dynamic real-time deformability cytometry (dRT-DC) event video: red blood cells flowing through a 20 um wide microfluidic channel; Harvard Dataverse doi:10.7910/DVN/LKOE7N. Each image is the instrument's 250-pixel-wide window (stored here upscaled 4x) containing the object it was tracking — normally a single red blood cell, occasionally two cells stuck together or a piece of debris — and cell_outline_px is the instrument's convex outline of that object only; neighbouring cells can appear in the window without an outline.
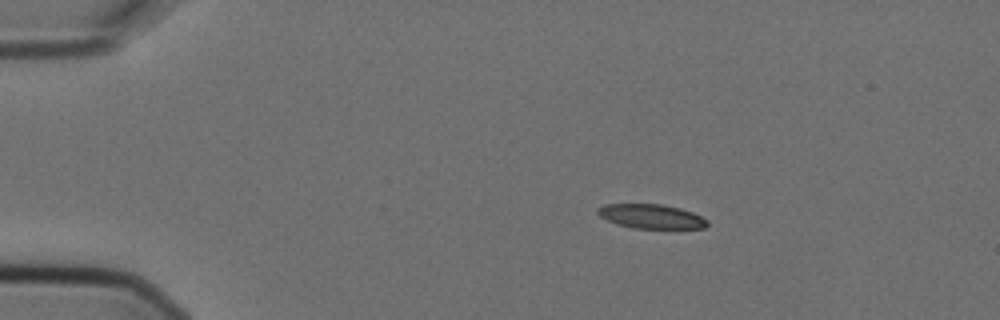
{"species": "Egyptian fruit bat (a non-hibernating species)", "species_latin": "Rousettus aegyptiacus", "temperature_condition": "cold", "stored_images_in_passage": 4, "camera_frame_rate_fps": 3000, "um_per_image_px": 0.085, "animal": {"sex": "female"}, "frame": {"image": 1, "passage_image": 2, "time_ms": 0.333, "image_size_px": [1000, 320], "cell_outline_px": [[708, 224], [704, 228], [632, 228], [616, 224], [600, 216], [596, 212], [596, 208], [604, 204], [664, 204], [680, 208], [692, 212], [708, 220]], "centroid_in_image_um": [55.33, 18.38], "position_along_channel_um": 29.7, "area_um2": 15.55}}